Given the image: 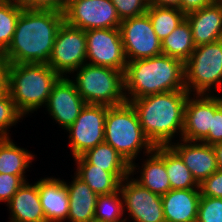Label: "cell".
Segmentation results:
<instances>
[{"instance_id": "9", "label": "cell", "mask_w": 222, "mask_h": 222, "mask_svg": "<svg viewBox=\"0 0 222 222\" xmlns=\"http://www.w3.org/2000/svg\"><path fill=\"white\" fill-rule=\"evenodd\" d=\"M64 21L84 31L119 28L120 17L111 0H67Z\"/></svg>"}, {"instance_id": "44", "label": "cell", "mask_w": 222, "mask_h": 222, "mask_svg": "<svg viewBox=\"0 0 222 222\" xmlns=\"http://www.w3.org/2000/svg\"><path fill=\"white\" fill-rule=\"evenodd\" d=\"M214 2H217V3H221V4H222V0H214Z\"/></svg>"}, {"instance_id": "21", "label": "cell", "mask_w": 222, "mask_h": 222, "mask_svg": "<svg viewBox=\"0 0 222 222\" xmlns=\"http://www.w3.org/2000/svg\"><path fill=\"white\" fill-rule=\"evenodd\" d=\"M146 156L149 158L142 164L140 178L134 180L152 193L162 196L171 190L165 169V146L154 147Z\"/></svg>"}, {"instance_id": "23", "label": "cell", "mask_w": 222, "mask_h": 222, "mask_svg": "<svg viewBox=\"0 0 222 222\" xmlns=\"http://www.w3.org/2000/svg\"><path fill=\"white\" fill-rule=\"evenodd\" d=\"M69 196L70 222H89L94 219L98 195L76 175L71 184L64 182Z\"/></svg>"}, {"instance_id": "36", "label": "cell", "mask_w": 222, "mask_h": 222, "mask_svg": "<svg viewBox=\"0 0 222 222\" xmlns=\"http://www.w3.org/2000/svg\"><path fill=\"white\" fill-rule=\"evenodd\" d=\"M201 196L222 198V170L218 169L199 184Z\"/></svg>"}, {"instance_id": "43", "label": "cell", "mask_w": 222, "mask_h": 222, "mask_svg": "<svg viewBox=\"0 0 222 222\" xmlns=\"http://www.w3.org/2000/svg\"><path fill=\"white\" fill-rule=\"evenodd\" d=\"M89 222H106V221H100V220H97V219H92L91 221Z\"/></svg>"}, {"instance_id": "18", "label": "cell", "mask_w": 222, "mask_h": 222, "mask_svg": "<svg viewBox=\"0 0 222 222\" xmlns=\"http://www.w3.org/2000/svg\"><path fill=\"white\" fill-rule=\"evenodd\" d=\"M199 188L171 189L161 196L165 222H196Z\"/></svg>"}, {"instance_id": "13", "label": "cell", "mask_w": 222, "mask_h": 222, "mask_svg": "<svg viewBox=\"0 0 222 222\" xmlns=\"http://www.w3.org/2000/svg\"><path fill=\"white\" fill-rule=\"evenodd\" d=\"M128 175L120 183L123 209L134 222H165L161 196L141 186Z\"/></svg>"}, {"instance_id": "32", "label": "cell", "mask_w": 222, "mask_h": 222, "mask_svg": "<svg viewBox=\"0 0 222 222\" xmlns=\"http://www.w3.org/2000/svg\"><path fill=\"white\" fill-rule=\"evenodd\" d=\"M196 222H222V198L201 196Z\"/></svg>"}, {"instance_id": "39", "label": "cell", "mask_w": 222, "mask_h": 222, "mask_svg": "<svg viewBox=\"0 0 222 222\" xmlns=\"http://www.w3.org/2000/svg\"><path fill=\"white\" fill-rule=\"evenodd\" d=\"M8 68V60L0 53V94L8 91Z\"/></svg>"}, {"instance_id": "5", "label": "cell", "mask_w": 222, "mask_h": 222, "mask_svg": "<svg viewBox=\"0 0 222 222\" xmlns=\"http://www.w3.org/2000/svg\"><path fill=\"white\" fill-rule=\"evenodd\" d=\"M104 142L111 145L130 164L132 176L137 170L134 160L140 150L144 148V154H148L154 149L142 130L136 110L127 101L108 107Z\"/></svg>"}, {"instance_id": "3", "label": "cell", "mask_w": 222, "mask_h": 222, "mask_svg": "<svg viewBox=\"0 0 222 222\" xmlns=\"http://www.w3.org/2000/svg\"><path fill=\"white\" fill-rule=\"evenodd\" d=\"M124 81L127 102L157 93L186 90L184 62L165 54L128 61Z\"/></svg>"}, {"instance_id": "2", "label": "cell", "mask_w": 222, "mask_h": 222, "mask_svg": "<svg viewBox=\"0 0 222 222\" xmlns=\"http://www.w3.org/2000/svg\"><path fill=\"white\" fill-rule=\"evenodd\" d=\"M189 94L187 90L169 91L129 101L136 110L145 136L154 147L170 146L178 132L182 138Z\"/></svg>"}, {"instance_id": "11", "label": "cell", "mask_w": 222, "mask_h": 222, "mask_svg": "<svg viewBox=\"0 0 222 222\" xmlns=\"http://www.w3.org/2000/svg\"><path fill=\"white\" fill-rule=\"evenodd\" d=\"M119 30L127 62L162 54L161 40L147 13L121 21Z\"/></svg>"}, {"instance_id": "4", "label": "cell", "mask_w": 222, "mask_h": 222, "mask_svg": "<svg viewBox=\"0 0 222 222\" xmlns=\"http://www.w3.org/2000/svg\"><path fill=\"white\" fill-rule=\"evenodd\" d=\"M60 77L47 64H9L8 91L17 110L25 116L46 105Z\"/></svg>"}, {"instance_id": "20", "label": "cell", "mask_w": 222, "mask_h": 222, "mask_svg": "<svg viewBox=\"0 0 222 222\" xmlns=\"http://www.w3.org/2000/svg\"><path fill=\"white\" fill-rule=\"evenodd\" d=\"M7 206L11 211L10 222H47L39 199L38 181L34 185L24 182Z\"/></svg>"}, {"instance_id": "26", "label": "cell", "mask_w": 222, "mask_h": 222, "mask_svg": "<svg viewBox=\"0 0 222 222\" xmlns=\"http://www.w3.org/2000/svg\"><path fill=\"white\" fill-rule=\"evenodd\" d=\"M89 164L110 173H130V164L108 143L103 142L81 155Z\"/></svg>"}, {"instance_id": "27", "label": "cell", "mask_w": 222, "mask_h": 222, "mask_svg": "<svg viewBox=\"0 0 222 222\" xmlns=\"http://www.w3.org/2000/svg\"><path fill=\"white\" fill-rule=\"evenodd\" d=\"M165 169L171 189L199 188V184L193 178L190 170L171 146H165Z\"/></svg>"}, {"instance_id": "35", "label": "cell", "mask_w": 222, "mask_h": 222, "mask_svg": "<svg viewBox=\"0 0 222 222\" xmlns=\"http://www.w3.org/2000/svg\"><path fill=\"white\" fill-rule=\"evenodd\" d=\"M24 182L18 175L0 173V202L8 203Z\"/></svg>"}, {"instance_id": "40", "label": "cell", "mask_w": 222, "mask_h": 222, "mask_svg": "<svg viewBox=\"0 0 222 222\" xmlns=\"http://www.w3.org/2000/svg\"><path fill=\"white\" fill-rule=\"evenodd\" d=\"M150 4L178 8L181 11V0H150Z\"/></svg>"}, {"instance_id": "29", "label": "cell", "mask_w": 222, "mask_h": 222, "mask_svg": "<svg viewBox=\"0 0 222 222\" xmlns=\"http://www.w3.org/2000/svg\"><path fill=\"white\" fill-rule=\"evenodd\" d=\"M118 190L107 195H99L95 206L94 219L106 222H126L123 217V198ZM121 197V198H120Z\"/></svg>"}, {"instance_id": "6", "label": "cell", "mask_w": 222, "mask_h": 222, "mask_svg": "<svg viewBox=\"0 0 222 222\" xmlns=\"http://www.w3.org/2000/svg\"><path fill=\"white\" fill-rule=\"evenodd\" d=\"M76 72L72 81L87 104L110 107L126 102L125 71L85 63Z\"/></svg>"}, {"instance_id": "12", "label": "cell", "mask_w": 222, "mask_h": 222, "mask_svg": "<svg viewBox=\"0 0 222 222\" xmlns=\"http://www.w3.org/2000/svg\"><path fill=\"white\" fill-rule=\"evenodd\" d=\"M85 34L86 63L125 71L127 59L119 28L86 30Z\"/></svg>"}, {"instance_id": "15", "label": "cell", "mask_w": 222, "mask_h": 222, "mask_svg": "<svg viewBox=\"0 0 222 222\" xmlns=\"http://www.w3.org/2000/svg\"><path fill=\"white\" fill-rule=\"evenodd\" d=\"M189 94L184 110L182 139L190 142H201L211 129L214 117V94ZM196 97V98H195Z\"/></svg>"}, {"instance_id": "8", "label": "cell", "mask_w": 222, "mask_h": 222, "mask_svg": "<svg viewBox=\"0 0 222 222\" xmlns=\"http://www.w3.org/2000/svg\"><path fill=\"white\" fill-rule=\"evenodd\" d=\"M86 63L85 31L67 24L59 28L48 65L60 76L74 73ZM70 72V73H69Z\"/></svg>"}, {"instance_id": "17", "label": "cell", "mask_w": 222, "mask_h": 222, "mask_svg": "<svg viewBox=\"0 0 222 222\" xmlns=\"http://www.w3.org/2000/svg\"><path fill=\"white\" fill-rule=\"evenodd\" d=\"M190 24L195 46L213 43L222 39V4H212L185 14Z\"/></svg>"}, {"instance_id": "28", "label": "cell", "mask_w": 222, "mask_h": 222, "mask_svg": "<svg viewBox=\"0 0 222 222\" xmlns=\"http://www.w3.org/2000/svg\"><path fill=\"white\" fill-rule=\"evenodd\" d=\"M146 13L160 40L167 37L185 19V14L178 8L160 7L150 3Z\"/></svg>"}, {"instance_id": "41", "label": "cell", "mask_w": 222, "mask_h": 222, "mask_svg": "<svg viewBox=\"0 0 222 222\" xmlns=\"http://www.w3.org/2000/svg\"><path fill=\"white\" fill-rule=\"evenodd\" d=\"M218 169L222 170V142L213 145Z\"/></svg>"}, {"instance_id": "38", "label": "cell", "mask_w": 222, "mask_h": 222, "mask_svg": "<svg viewBox=\"0 0 222 222\" xmlns=\"http://www.w3.org/2000/svg\"><path fill=\"white\" fill-rule=\"evenodd\" d=\"M213 2L214 0H181V11L187 14L192 11L200 10Z\"/></svg>"}, {"instance_id": "42", "label": "cell", "mask_w": 222, "mask_h": 222, "mask_svg": "<svg viewBox=\"0 0 222 222\" xmlns=\"http://www.w3.org/2000/svg\"><path fill=\"white\" fill-rule=\"evenodd\" d=\"M0 3H15L20 4L21 0H0Z\"/></svg>"}, {"instance_id": "19", "label": "cell", "mask_w": 222, "mask_h": 222, "mask_svg": "<svg viewBox=\"0 0 222 222\" xmlns=\"http://www.w3.org/2000/svg\"><path fill=\"white\" fill-rule=\"evenodd\" d=\"M39 199L47 222H63L69 214V196L64 181L47 177L38 181Z\"/></svg>"}, {"instance_id": "7", "label": "cell", "mask_w": 222, "mask_h": 222, "mask_svg": "<svg viewBox=\"0 0 222 222\" xmlns=\"http://www.w3.org/2000/svg\"><path fill=\"white\" fill-rule=\"evenodd\" d=\"M185 89L192 94L222 91V39L196 46L184 63ZM214 89H212V88Z\"/></svg>"}, {"instance_id": "10", "label": "cell", "mask_w": 222, "mask_h": 222, "mask_svg": "<svg viewBox=\"0 0 222 222\" xmlns=\"http://www.w3.org/2000/svg\"><path fill=\"white\" fill-rule=\"evenodd\" d=\"M108 106L86 104L75 122L66 130L73 158L104 142Z\"/></svg>"}, {"instance_id": "14", "label": "cell", "mask_w": 222, "mask_h": 222, "mask_svg": "<svg viewBox=\"0 0 222 222\" xmlns=\"http://www.w3.org/2000/svg\"><path fill=\"white\" fill-rule=\"evenodd\" d=\"M86 104L74 82L61 76L53 86L45 106L52 119L66 130L75 122Z\"/></svg>"}, {"instance_id": "30", "label": "cell", "mask_w": 222, "mask_h": 222, "mask_svg": "<svg viewBox=\"0 0 222 222\" xmlns=\"http://www.w3.org/2000/svg\"><path fill=\"white\" fill-rule=\"evenodd\" d=\"M23 9L21 4L0 3V53L11 43L16 22Z\"/></svg>"}, {"instance_id": "31", "label": "cell", "mask_w": 222, "mask_h": 222, "mask_svg": "<svg viewBox=\"0 0 222 222\" xmlns=\"http://www.w3.org/2000/svg\"><path fill=\"white\" fill-rule=\"evenodd\" d=\"M23 115L17 110L9 91L0 94V138L9 137L8 128L16 125Z\"/></svg>"}, {"instance_id": "34", "label": "cell", "mask_w": 222, "mask_h": 222, "mask_svg": "<svg viewBox=\"0 0 222 222\" xmlns=\"http://www.w3.org/2000/svg\"><path fill=\"white\" fill-rule=\"evenodd\" d=\"M201 142L212 146L222 142V97L214 95V117H212L211 129Z\"/></svg>"}, {"instance_id": "1", "label": "cell", "mask_w": 222, "mask_h": 222, "mask_svg": "<svg viewBox=\"0 0 222 222\" xmlns=\"http://www.w3.org/2000/svg\"><path fill=\"white\" fill-rule=\"evenodd\" d=\"M64 22L63 12L24 8L8 48L2 53L9 64L49 63L54 40Z\"/></svg>"}, {"instance_id": "24", "label": "cell", "mask_w": 222, "mask_h": 222, "mask_svg": "<svg viewBox=\"0 0 222 222\" xmlns=\"http://www.w3.org/2000/svg\"><path fill=\"white\" fill-rule=\"evenodd\" d=\"M34 159L28 150L13 143L10 137L0 138V173L20 176L25 182V170Z\"/></svg>"}, {"instance_id": "25", "label": "cell", "mask_w": 222, "mask_h": 222, "mask_svg": "<svg viewBox=\"0 0 222 222\" xmlns=\"http://www.w3.org/2000/svg\"><path fill=\"white\" fill-rule=\"evenodd\" d=\"M162 54L184 63L195 49L190 24L184 19L167 37L161 40Z\"/></svg>"}, {"instance_id": "22", "label": "cell", "mask_w": 222, "mask_h": 222, "mask_svg": "<svg viewBox=\"0 0 222 222\" xmlns=\"http://www.w3.org/2000/svg\"><path fill=\"white\" fill-rule=\"evenodd\" d=\"M77 164L76 173L82 181H84L90 189L99 195H107L119 190L120 183L130 173H110L103 168L89 164L82 156L74 158Z\"/></svg>"}, {"instance_id": "33", "label": "cell", "mask_w": 222, "mask_h": 222, "mask_svg": "<svg viewBox=\"0 0 222 222\" xmlns=\"http://www.w3.org/2000/svg\"><path fill=\"white\" fill-rule=\"evenodd\" d=\"M114 4L120 20L137 17L146 14L150 0H111Z\"/></svg>"}, {"instance_id": "16", "label": "cell", "mask_w": 222, "mask_h": 222, "mask_svg": "<svg viewBox=\"0 0 222 222\" xmlns=\"http://www.w3.org/2000/svg\"><path fill=\"white\" fill-rule=\"evenodd\" d=\"M172 143L170 146L180 155L198 184L218 170L217 160L212 145L202 142Z\"/></svg>"}, {"instance_id": "37", "label": "cell", "mask_w": 222, "mask_h": 222, "mask_svg": "<svg viewBox=\"0 0 222 222\" xmlns=\"http://www.w3.org/2000/svg\"><path fill=\"white\" fill-rule=\"evenodd\" d=\"M67 0H21V5L26 9L55 10L63 12Z\"/></svg>"}]
</instances>
